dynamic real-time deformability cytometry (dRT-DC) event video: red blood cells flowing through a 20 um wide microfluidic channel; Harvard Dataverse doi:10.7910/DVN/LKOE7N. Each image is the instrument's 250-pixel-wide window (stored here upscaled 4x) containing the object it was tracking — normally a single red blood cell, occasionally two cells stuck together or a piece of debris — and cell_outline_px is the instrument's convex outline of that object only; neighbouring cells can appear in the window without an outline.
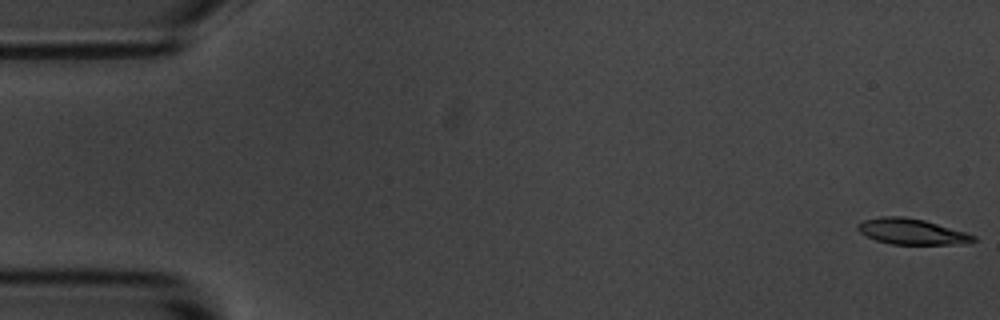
{"species": "common noctule bat (a hibernating species)", "species_latin": "Nyctalus noctula", "temperature_condition": "room temperature", "stored_images_in_passage": 55, "camera_frame_rate_fps": 3000, "um_per_image_px": 0.085, "animal": {"sex": "male", "body_mass_g": 20.1, "forearm_length_mm": 53.5}, "frame": {"image": 1, "passage_image": 1, "time_ms": 0.0, "image_size_px": [1000, 320], "cell_outline_px": [[976, 240], [952, 244], [892, 244], [876, 240], [860, 232], [856, 228], [856, 224], [864, 220], [880, 216], [904, 216], [924, 220], [964, 232], [976, 236]], "centroid_in_image_um": [77.42, 19.67], "position_along_channel_um": 7.6, "area_um2": 17.05}}
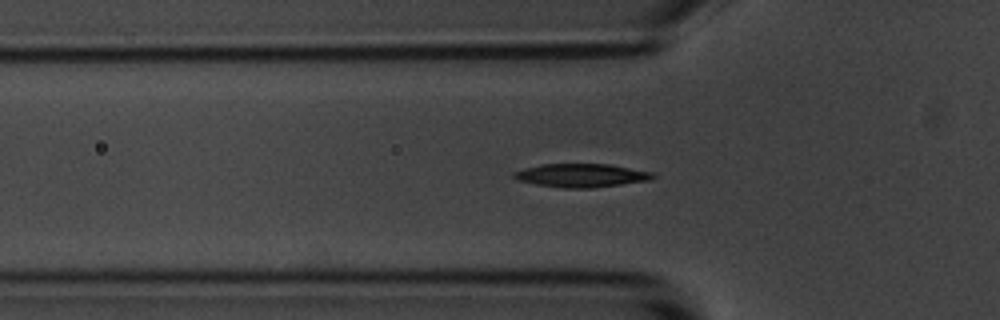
{"frame": {"image": 2, "passage_image": 18, "time_ms": 5.667, "image_size_px": [1000, 320], "cell_outline_px": [[656, 176], [652, 180], [592, 188], [564, 188], [536, 184], [520, 180], [512, 176], [512, 172], [524, 168], [544, 164], [608, 164], [652, 172]], "centroid_in_image_um": [49.43, 14.91], "position_along_channel_um": 76.4, "area_um2": 18.9}}
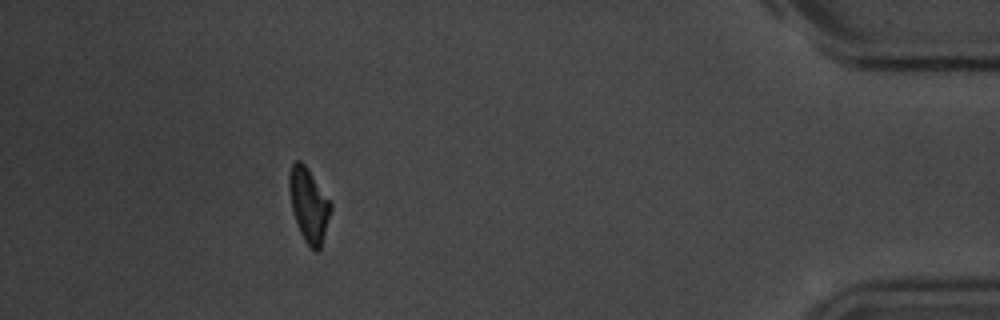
{"frame": {"image": 3, "passage_image": 50, "time_ms": 16.333, "image_size_px": [1000, 320], "cell_outline_px": [[332, 208], [320, 248], [316, 252], [304, 240], [300, 232], [292, 208], [288, 188], [288, 176], [292, 164], [296, 160], [300, 160], [308, 168], [332, 204]], "centroid_in_image_um": [26.23, 17.38], "position_along_channel_um": 409.0, "area_um2": 17.63}, "authors_computed_cell_mechanics": {"area_um2": 18.3226, "velocity_mm_per_s": 3.6303, "shape_relaxation_time_tau1_ms": 3.0772, "shape_relaxation_time_tau2_ms": 3.9138, "deformation_change_tau1": 0.148, "deformation_change_tau2": 0.096}}